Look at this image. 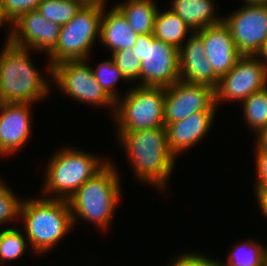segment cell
<instances>
[{"mask_svg": "<svg viewBox=\"0 0 267 266\" xmlns=\"http://www.w3.org/2000/svg\"><path fill=\"white\" fill-rule=\"evenodd\" d=\"M116 135L136 178L157 190H166L176 158L169 150L165 127L117 132Z\"/></svg>", "mask_w": 267, "mask_h": 266, "instance_id": "obj_1", "label": "cell"}, {"mask_svg": "<svg viewBox=\"0 0 267 266\" xmlns=\"http://www.w3.org/2000/svg\"><path fill=\"white\" fill-rule=\"evenodd\" d=\"M25 236L35 254H46L74 229L68 200L24 199L20 207Z\"/></svg>", "mask_w": 267, "mask_h": 266, "instance_id": "obj_2", "label": "cell"}, {"mask_svg": "<svg viewBox=\"0 0 267 266\" xmlns=\"http://www.w3.org/2000/svg\"><path fill=\"white\" fill-rule=\"evenodd\" d=\"M28 48L5 42L0 53V103H31L46 98L50 84L36 69Z\"/></svg>", "mask_w": 267, "mask_h": 266, "instance_id": "obj_3", "label": "cell"}, {"mask_svg": "<svg viewBox=\"0 0 267 266\" xmlns=\"http://www.w3.org/2000/svg\"><path fill=\"white\" fill-rule=\"evenodd\" d=\"M114 167L109 162L68 199L73 226L82 218L102 231L110 227L121 193L119 174Z\"/></svg>", "mask_w": 267, "mask_h": 266, "instance_id": "obj_4", "label": "cell"}, {"mask_svg": "<svg viewBox=\"0 0 267 266\" xmlns=\"http://www.w3.org/2000/svg\"><path fill=\"white\" fill-rule=\"evenodd\" d=\"M110 161H104L73 147H64L46 164L43 191L45 195H55L53 199L68 200L83 183L93 178ZM59 195V196H58Z\"/></svg>", "mask_w": 267, "mask_h": 266, "instance_id": "obj_5", "label": "cell"}, {"mask_svg": "<svg viewBox=\"0 0 267 266\" xmlns=\"http://www.w3.org/2000/svg\"><path fill=\"white\" fill-rule=\"evenodd\" d=\"M102 1H87L75 17L61 26L59 40L55 48L46 55L47 71L51 77V67L68 60H87L96 38L99 40L103 12Z\"/></svg>", "mask_w": 267, "mask_h": 266, "instance_id": "obj_6", "label": "cell"}, {"mask_svg": "<svg viewBox=\"0 0 267 266\" xmlns=\"http://www.w3.org/2000/svg\"><path fill=\"white\" fill-rule=\"evenodd\" d=\"M121 98L115 103L113 115L117 132L165 127L164 87L134 84Z\"/></svg>", "mask_w": 267, "mask_h": 266, "instance_id": "obj_7", "label": "cell"}, {"mask_svg": "<svg viewBox=\"0 0 267 266\" xmlns=\"http://www.w3.org/2000/svg\"><path fill=\"white\" fill-rule=\"evenodd\" d=\"M141 61L137 85L169 87L179 81V52L168 43L156 39L153 33L138 35L131 48Z\"/></svg>", "mask_w": 267, "mask_h": 266, "instance_id": "obj_8", "label": "cell"}, {"mask_svg": "<svg viewBox=\"0 0 267 266\" xmlns=\"http://www.w3.org/2000/svg\"><path fill=\"white\" fill-rule=\"evenodd\" d=\"M87 60H68L51 67V79L68 97L82 103L110 107L115 112V102L106 94L92 74Z\"/></svg>", "mask_w": 267, "mask_h": 266, "instance_id": "obj_9", "label": "cell"}, {"mask_svg": "<svg viewBox=\"0 0 267 266\" xmlns=\"http://www.w3.org/2000/svg\"><path fill=\"white\" fill-rule=\"evenodd\" d=\"M267 87V67L254 55H242L231 71L219 79L215 104L220 101L243 102L252 93Z\"/></svg>", "mask_w": 267, "mask_h": 266, "instance_id": "obj_10", "label": "cell"}, {"mask_svg": "<svg viewBox=\"0 0 267 266\" xmlns=\"http://www.w3.org/2000/svg\"><path fill=\"white\" fill-rule=\"evenodd\" d=\"M241 55H255L267 38V5L245 4L223 16Z\"/></svg>", "mask_w": 267, "mask_h": 266, "instance_id": "obj_11", "label": "cell"}, {"mask_svg": "<svg viewBox=\"0 0 267 266\" xmlns=\"http://www.w3.org/2000/svg\"><path fill=\"white\" fill-rule=\"evenodd\" d=\"M215 89L177 81L165 88L164 122L174 123L201 111H216Z\"/></svg>", "mask_w": 267, "mask_h": 266, "instance_id": "obj_12", "label": "cell"}, {"mask_svg": "<svg viewBox=\"0 0 267 266\" xmlns=\"http://www.w3.org/2000/svg\"><path fill=\"white\" fill-rule=\"evenodd\" d=\"M60 29L59 24L46 20L38 10L25 12L12 22L6 42L48 55L57 45Z\"/></svg>", "mask_w": 267, "mask_h": 266, "instance_id": "obj_13", "label": "cell"}, {"mask_svg": "<svg viewBox=\"0 0 267 266\" xmlns=\"http://www.w3.org/2000/svg\"><path fill=\"white\" fill-rule=\"evenodd\" d=\"M31 105V103H0L1 157L16 154L30 139Z\"/></svg>", "mask_w": 267, "mask_h": 266, "instance_id": "obj_14", "label": "cell"}, {"mask_svg": "<svg viewBox=\"0 0 267 266\" xmlns=\"http://www.w3.org/2000/svg\"><path fill=\"white\" fill-rule=\"evenodd\" d=\"M179 52V79L189 84H202L216 89L219 77L214 73L206 58V49L202 37L193 32Z\"/></svg>", "mask_w": 267, "mask_h": 266, "instance_id": "obj_15", "label": "cell"}, {"mask_svg": "<svg viewBox=\"0 0 267 266\" xmlns=\"http://www.w3.org/2000/svg\"><path fill=\"white\" fill-rule=\"evenodd\" d=\"M197 33L202 37L206 49V58L214 73L221 78L229 73L242 56L233 41L230 28L222 21L208 26Z\"/></svg>", "mask_w": 267, "mask_h": 266, "instance_id": "obj_16", "label": "cell"}, {"mask_svg": "<svg viewBox=\"0 0 267 266\" xmlns=\"http://www.w3.org/2000/svg\"><path fill=\"white\" fill-rule=\"evenodd\" d=\"M215 112H196L184 120L165 123L168 147L175 158L204 139L214 122Z\"/></svg>", "mask_w": 267, "mask_h": 266, "instance_id": "obj_17", "label": "cell"}, {"mask_svg": "<svg viewBox=\"0 0 267 266\" xmlns=\"http://www.w3.org/2000/svg\"><path fill=\"white\" fill-rule=\"evenodd\" d=\"M106 7L107 5L104 4L99 41L101 40L100 42L111 50V54L118 50L133 48L138 34L133 31L126 18L115 6L107 13Z\"/></svg>", "mask_w": 267, "mask_h": 266, "instance_id": "obj_18", "label": "cell"}, {"mask_svg": "<svg viewBox=\"0 0 267 266\" xmlns=\"http://www.w3.org/2000/svg\"><path fill=\"white\" fill-rule=\"evenodd\" d=\"M214 0H173L170 9L179 15L194 32L223 21L215 14Z\"/></svg>", "mask_w": 267, "mask_h": 266, "instance_id": "obj_19", "label": "cell"}, {"mask_svg": "<svg viewBox=\"0 0 267 266\" xmlns=\"http://www.w3.org/2000/svg\"><path fill=\"white\" fill-rule=\"evenodd\" d=\"M114 6L123 14L136 34L153 33L154 19L159 9L153 0H127Z\"/></svg>", "mask_w": 267, "mask_h": 266, "instance_id": "obj_20", "label": "cell"}, {"mask_svg": "<svg viewBox=\"0 0 267 266\" xmlns=\"http://www.w3.org/2000/svg\"><path fill=\"white\" fill-rule=\"evenodd\" d=\"M194 31L184 22V20L174 13L170 8L167 11L161 12L158 9L154 19L153 35L165 43H168L178 50L184 44L187 34Z\"/></svg>", "mask_w": 267, "mask_h": 266, "instance_id": "obj_21", "label": "cell"}, {"mask_svg": "<svg viewBox=\"0 0 267 266\" xmlns=\"http://www.w3.org/2000/svg\"><path fill=\"white\" fill-rule=\"evenodd\" d=\"M232 249L226 262L219 261L221 266H264L267 248L262 244L246 240Z\"/></svg>", "mask_w": 267, "mask_h": 266, "instance_id": "obj_22", "label": "cell"}, {"mask_svg": "<svg viewBox=\"0 0 267 266\" xmlns=\"http://www.w3.org/2000/svg\"><path fill=\"white\" fill-rule=\"evenodd\" d=\"M88 0H42L39 13L48 21L65 25L71 21Z\"/></svg>", "mask_w": 267, "mask_h": 266, "instance_id": "obj_23", "label": "cell"}, {"mask_svg": "<svg viewBox=\"0 0 267 266\" xmlns=\"http://www.w3.org/2000/svg\"><path fill=\"white\" fill-rule=\"evenodd\" d=\"M241 106L244 120L255 134L267 128V87L252 93L241 103Z\"/></svg>", "mask_w": 267, "mask_h": 266, "instance_id": "obj_24", "label": "cell"}, {"mask_svg": "<svg viewBox=\"0 0 267 266\" xmlns=\"http://www.w3.org/2000/svg\"><path fill=\"white\" fill-rule=\"evenodd\" d=\"M22 230L6 228L0 231V262L1 266L5 262L20 258L27 249V238ZM24 234V235H23Z\"/></svg>", "mask_w": 267, "mask_h": 266, "instance_id": "obj_25", "label": "cell"}, {"mask_svg": "<svg viewBox=\"0 0 267 266\" xmlns=\"http://www.w3.org/2000/svg\"><path fill=\"white\" fill-rule=\"evenodd\" d=\"M91 71L99 85L106 94L116 103L119 100V94L114 87L119 80L127 81L121 70L115 65L112 57L97 65L95 69L91 66Z\"/></svg>", "mask_w": 267, "mask_h": 266, "instance_id": "obj_26", "label": "cell"}, {"mask_svg": "<svg viewBox=\"0 0 267 266\" xmlns=\"http://www.w3.org/2000/svg\"><path fill=\"white\" fill-rule=\"evenodd\" d=\"M115 65L121 70L128 81L140 80L141 61L137 59L131 48L118 50L111 54Z\"/></svg>", "mask_w": 267, "mask_h": 266, "instance_id": "obj_27", "label": "cell"}, {"mask_svg": "<svg viewBox=\"0 0 267 266\" xmlns=\"http://www.w3.org/2000/svg\"><path fill=\"white\" fill-rule=\"evenodd\" d=\"M6 186L0 191V225L20 218L22 200Z\"/></svg>", "mask_w": 267, "mask_h": 266, "instance_id": "obj_28", "label": "cell"}, {"mask_svg": "<svg viewBox=\"0 0 267 266\" xmlns=\"http://www.w3.org/2000/svg\"><path fill=\"white\" fill-rule=\"evenodd\" d=\"M5 16L12 23L21 14L38 9L42 0H0Z\"/></svg>", "mask_w": 267, "mask_h": 266, "instance_id": "obj_29", "label": "cell"}, {"mask_svg": "<svg viewBox=\"0 0 267 266\" xmlns=\"http://www.w3.org/2000/svg\"><path fill=\"white\" fill-rule=\"evenodd\" d=\"M171 266H221L216 259L205 256L204 254L185 252L174 258L170 264ZM169 265V266H170Z\"/></svg>", "mask_w": 267, "mask_h": 266, "instance_id": "obj_30", "label": "cell"}, {"mask_svg": "<svg viewBox=\"0 0 267 266\" xmlns=\"http://www.w3.org/2000/svg\"><path fill=\"white\" fill-rule=\"evenodd\" d=\"M255 165H256V184L255 192L267 191V151H255Z\"/></svg>", "mask_w": 267, "mask_h": 266, "instance_id": "obj_31", "label": "cell"}, {"mask_svg": "<svg viewBox=\"0 0 267 266\" xmlns=\"http://www.w3.org/2000/svg\"><path fill=\"white\" fill-rule=\"evenodd\" d=\"M256 138L255 151H267V128L261 129Z\"/></svg>", "mask_w": 267, "mask_h": 266, "instance_id": "obj_32", "label": "cell"}, {"mask_svg": "<svg viewBox=\"0 0 267 266\" xmlns=\"http://www.w3.org/2000/svg\"><path fill=\"white\" fill-rule=\"evenodd\" d=\"M254 56L267 67V38Z\"/></svg>", "mask_w": 267, "mask_h": 266, "instance_id": "obj_33", "label": "cell"}, {"mask_svg": "<svg viewBox=\"0 0 267 266\" xmlns=\"http://www.w3.org/2000/svg\"><path fill=\"white\" fill-rule=\"evenodd\" d=\"M258 205L264 216L267 218V191L266 192H255Z\"/></svg>", "mask_w": 267, "mask_h": 266, "instance_id": "obj_34", "label": "cell"}, {"mask_svg": "<svg viewBox=\"0 0 267 266\" xmlns=\"http://www.w3.org/2000/svg\"><path fill=\"white\" fill-rule=\"evenodd\" d=\"M3 24H7L8 26H12V23L10 22V20L5 16L4 12H3V8L1 5V1H0V27L3 26Z\"/></svg>", "mask_w": 267, "mask_h": 266, "instance_id": "obj_35", "label": "cell"}, {"mask_svg": "<svg viewBox=\"0 0 267 266\" xmlns=\"http://www.w3.org/2000/svg\"><path fill=\"white\" fill-rule=\"evenodd\" d=\"M244 4H266L267 5V0H245Z\"/></svg>", "mask_w": 267, "mask_h": 266, "instance_id": "obj_36", "label": "cell"}, {"mask_svg": "<svg viewBox=\"0 0 267 266\" xmlns=\"http://www.w3.org/2000/svg\"><path fill=\"white\" fill-rule=\"evenodd\" d=\"M6 186H7L6 183H4L0 178V191L3 190Z\"/></svg>", "mask_w": 267, "mask_h": 266, "instance_id": "obj_37", "label": "cell"}, {"mask_svg": "<svg viewBox=\"0 0 267 266\" xmlns=\"http://www.w3.org/2000/svg\"><path fill=\"white\" fill-rule=\"evenodd\" d=\"M88 1H102V2H106L107 0H88Z\"/></svg>", "mask_w": 267, "mask_h": 266, "instance_id": "obj_38", "label": "cell"}, {"mask_svg": "<svg viewBox=\"0 0 267 266\" xmlns=\"http://www.w3.org/2000/svg\"><path fill=\"white\" fill-rule=\"evenodd\" d=\"M264 266H267V256H266V259H265V262H264Z\"/></svg>", "mask_w": 267, "mask_h": 266, "instance_id": "obj_39", "label": "cell"}]
</instances>
